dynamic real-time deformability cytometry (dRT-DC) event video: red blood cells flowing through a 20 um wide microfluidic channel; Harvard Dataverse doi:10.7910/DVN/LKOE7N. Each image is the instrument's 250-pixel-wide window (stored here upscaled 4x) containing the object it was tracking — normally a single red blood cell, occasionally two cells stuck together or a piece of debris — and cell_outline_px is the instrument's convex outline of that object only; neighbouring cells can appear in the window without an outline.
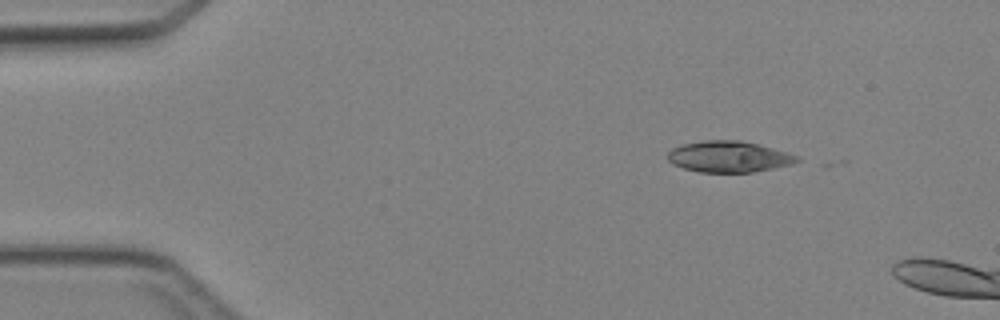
{"species": "Egyptian fruit bat (a non-hibernating species)", "species_latin": "Rousettus aegyptiacus", "temperature_condition": "cold", "stored_images_in_passage": 9, "camera_frame_rate_fps": 3000, "um_per_image_px": 0.085, "animal": {"sex": "female"}, "frame": {"image": 1, "passage_image": 4, "time_ms": 1.0, "image_size_px": [1000, 320], "cell_outline_px": [[800, 160], [788, 164], [772, 168], [752, 172], [700, 172], [684, 168], [672, 164], [668, 160], [668, 152], [672, 148], [684, 144], [704, 140], [740, 140], [772, 148], [796, 156]], "centroid_in_image_um": [61.87, 13.31], "position_along_channel_um": 23.1, "area_um2": 23.0}}